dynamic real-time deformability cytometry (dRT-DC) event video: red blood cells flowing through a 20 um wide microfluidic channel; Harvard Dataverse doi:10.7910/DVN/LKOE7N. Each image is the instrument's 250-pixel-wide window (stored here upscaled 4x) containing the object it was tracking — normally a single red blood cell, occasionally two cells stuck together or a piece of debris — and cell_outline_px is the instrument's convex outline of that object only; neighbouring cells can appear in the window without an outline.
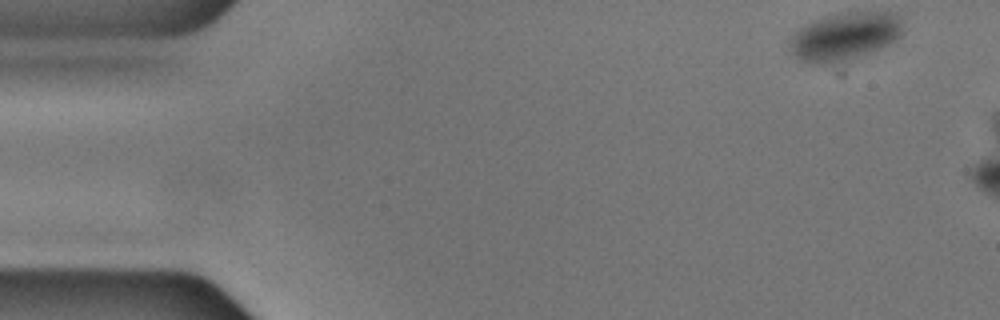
{"species": "common noctule bat (a hibernating species)", "species_latin": "Nyctalus noctula", "temperature_condition": "cold", "stored_images_in_passage": 7, "camera_frame_rate_fps": 3000, "um_per_image_px": 0.085, "animal": {"sex": "male", "body_mass_g": 17.9, "forearm_length_mm": 54.2}, "frame": {"image": 1, "passage_image": 1, "time_ms": 0.0, "image_size_px": [1000, 320], "cell_outline_px": [[904, 32], [896, 40], [880, 48], [848, 60], [824, 64], [808, 64], [792, 56], [788, 52], [788, 40], [800, 28], [812, 20], [828, 16], [856, 12], [896, 12], [900, 16]], "centroid_in_image_um": [71.77, 3.11], "position_along_channel_um": 13.2, "area_um2": 31.79}}